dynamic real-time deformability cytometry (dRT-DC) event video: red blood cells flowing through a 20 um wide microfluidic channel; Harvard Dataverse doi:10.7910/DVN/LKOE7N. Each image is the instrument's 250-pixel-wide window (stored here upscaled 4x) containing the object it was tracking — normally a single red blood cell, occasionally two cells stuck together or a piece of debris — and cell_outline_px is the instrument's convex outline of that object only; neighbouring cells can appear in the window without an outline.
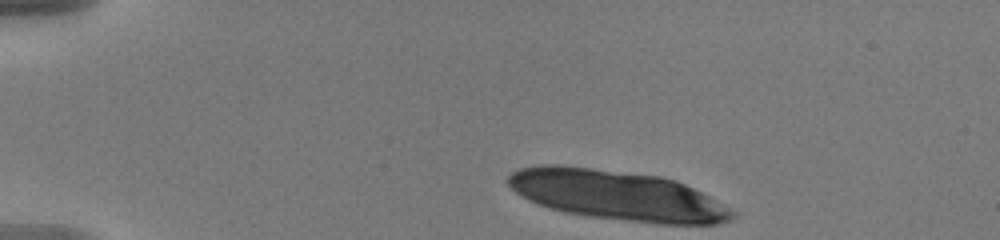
{"species": "human", "species_latin": "Homo sapiens", "temperature_condition": "warm", "stored_images_in_passage": 10, "camera_frame_rate_fps": 3000, "um_per_image_px": 0.085, "donor": {"sex": "male"}, "frame": {"image": 1, "passage_image": 1, "time_ms": 0.0, "image_size_px": [1000, 240], "cell_outline_px": [[740, 212], [732, 220], [716, 224], [660, 224], [588, 216], [564, 212], [548, 208], [536, 204], [528, 200], [516, 192], [508, 184], [508, 176], [512, 172], [520, 168], [544, 164], [556, 164], [592, 168], [660, 176], [676, 180]], "centroid_in_image_um": [52.49, 16.61], "position_along_channel_um": 32.5, "area_um2": 65.26}}